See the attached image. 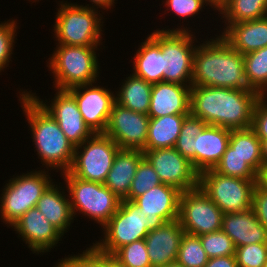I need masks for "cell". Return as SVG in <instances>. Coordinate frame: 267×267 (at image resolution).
I'll list each match as a JSON object with an SVG mask.
<instances>
[{"instance_id":"cell-35","label":"cell","mask_w":267,"mask_h":267,"mask_svg":"<svg viewBox=\"0 0 267 267\" xmlns=\"http://www.w3.org/2000/svg\"><path fill=\"white\" fill-rule=\"evenodd\" d=\"M160 184H162V182L160 181L158 174L149 161L144 157L137 167L129 194L124 199L134 201L149 189Z\"/></svg>"},{"instance_id":"cell-34","label":"cell","mask_w":267,"mask_h":267,"mask_svg":"<svg viewBox=\"0 0 267 267\" xmlns=\"http://www.w3.org/2000/svg\"><path fill=\"white\" fill-rule=\"evenodd\" d=\"M207 124L189 113L182 124L180 135L178 136L175 149L187 158L194 167V144L195 138Z\"/></svg>"},{"instance_id":"cell-14","label":"cell","mask_w":267,"mask_h":267,"mask_svg":"<svg viewBox=\"0 0 267 267\" xmlns=\"http://www.w3.org/2000/svg\"><path fill=\"white\" fill-rule=\"evenodd\" d=\"M55 91L54 98L49 101L51 103L47 99L44 101L39 96L37 97L36 93H33L32 90L28 92L56 120L67 139L75 147L81 145L94 132L84 122L75 98L67 90L56 89Z\"/></svg>"},{"instance_id":"cell-9","label":"cell","mask_w":267,"mask_h":267,"mask_svg":"<svg viewBox=\"0 0 267 267\" xmlns=\"http://www.w3.org/2000/svg\"><path fill=\"white\" fill-rule=\"evenodd\" d=\"M143 212L133 201L122 199L116 213L102 227L103 236L90 247L97 253L112 256L120 247L145 239L148 231Z\"/></svg>"},{"instance_id":"cell-25","label":"cell","mask_w":267,"mask_h":267,"mask_svg":"<svg viewBox=\"0 0 267 267\" xmlns=\"http://www.w3.org/2000/svg\"><path fill=\"white\" fill-rule=\"evenodd\" d=\"M55 183L54 181L45 190L36 207L64 235L69 231L70 225L75 219L68 191L65 192V189L60 185L61 182Z\"/></svg>"},{"instance_id":"cell-36","label":"cell","mask_w":267,"mask_h":267,"mask_svg":"<svg viewBox=\"0 0 267 267\" xmlns=\"http://www.w3.org/2000/svg\"><path fill=\"white\" fill-rule=\"evenodd\" d=\"M112 257L126 267H152L144 239L120 247Z\"/></svg>"},{"instance_id":"cell-4","label":"cell","mask_w":267,"mask_h":267,"mask_svg":"<svg viewBox=\"0 0 267 267\" xmlns=\"http://www.w3.org/2000/svg\"><path fill=\"white\" fill-rule=\"evenodd\" d=\"M98 47L57 44L53 54L46 60V66L54 76V88L68 90L74 86L95 83L97 79L99 81Z\"/></svg>"},{"instance_id":"cell-47","label":"cell","mask_w":267,"mask_h":267,"mask_svg":"<svg viewBox=\"0 0 267 267\" xmlns=\"http://www.w3.org/2000/svg\"><path fill=\"white\" fill-rule=\"evenodd\" d=\"M263 170L267 169V140H261Z\"/></svg>"},{"instance_id":"cell-5","label":"cell","mask_w":267,"mask_h":267,"mask_svg":"<svg viewBox=\"0 0 267 267\" xmlns=\"http://www.w3.org/2000/svg\"><path fill=\"white\" fill-rule=\"evenodd\" d=\"M59 2V9L56 12L53 25V35L55 36L53 38H56V44L75 46L103 45L101 41L104 40L102 39L104 18L99 9L84 7L64 0Z\"/></svg>"},{"instance_id":"cell-52","label":"cell","mask_w":267,"mask_h":267,"mask_svg":"<svg viewBox=\"0 0 267 267\" xmlns=\"http://www.w3.org/2000/svg\"><path fill=\"white\" fill-rule=\"evenodd\" d=\"M2 71H4V69L0 66V73H1Z\"/></svg>"},{"instance_id":"cell-30","label":"cell","mask_w":267,"mask_h":267,"mask_svg":"<svg viewBox=\"0 0 267 267\" xmlns=\"http://www.w3.org/2000/svg\"><path fill=\"white\" fill-rule=\"evenodd\" d=\"M229 145L239 154L259 175L263 171L261 140L251 129L231 130Z\"/></svg>"},{"instance_id":"cell-44","label":"cell","mask_w":267,"mask_h":267,"mask_svg":"<svg viewBox=\"0 0 267 267\" xmlns=\"http://www.w3.org/2000/svg\"><path fill=\"white\" fill-rule=\"evenodd\" d=\"M204 267H237L235 255L210 258Z\"/></svg>"},{"instance_id":"cell-26","label":"cell","mask_w":267,"mask_h":267,"mask_svg":"<svg viewBox=\"0 0 267 267\" xmlns=\"http://www.w3.org/2000/svg\"><path fill=\"white\" fill-rule=\"evenodd\" d=\"M143 158L144 152L142 150L120 148L104 185L120 199H124L129 194L137 167Z\"/></svg>"},{"instance_id":"cell-33","label":"cell","mask_w":267,"mask_h":267,"mask_svg":"<svg viewBox=\"0 0 267 267\" xmlns=\"http://www.w3.org/2000/svg\"><path fill=\"white\" fill-rule=\"evenodd\" d=\"M199 236L184 233L177 254L176 262L184 267H204L208 262Z\"/></svg>"},{"instance_id":"cell-23","label":"cell","mask_w":267,"mask_h":267,"mask_svg":"<svg viewBox=\"0 0 267 267\" xmlns=\"http://www.w3.org/2000/svg\"><path fill=\"white\" fill-rule=\"evenodd\" d=\"M222 230L236 248L254 243H267V229L259 222L252 208L244 212L223 214Z\"/></svg>"},{"instance_id":"cell-41","label":"cell","mask_w":267,"mask_h":267,"mask_svg":"<svg viewBox=\"0 0 267 267\" xmlns=\"http://www.w3.org/2000/svg\"><path fill=\"white\" fill-rule=\"evenodd\" d=\"M53 267H108L106 262L89 246L77 255H65Z\"/></svg>"},{"instance_id":"cell-39","label":"cell","mask_w":267,"mask_h":267,"mask_svg":"<svg viewBox=\"0 0 267 267\" xmlns=\"http://www.w3.org/2000/svg\"><path fill=\"white\" fill-rule=\"evenodd\" d=\"M17 19L7 20L0 23V66L5 69L9 67L11 56L14 49V44L17 40ZM16 36V37H15ZM14 43V44H13Z\"/></svg>"},{"instance_id":"cell-16","label":"cell","mask_w":267,"mask_h":267,"mask_svg":"<svg viewBox=\"0 0 267 267\" xmlns=\"http://www.w3.org/2000/svg\"><path fill=\"white\" fill-rule=\"evenodd\" d=\"M97 83L78 85L67 91L75 98L84 122L94 133H104L111 109L115 103V94L107 87Z\"/></svg>"},{"instance_id":"cell-2","label":"cell","mask_w":267,"mask_h":267,"mask_svg":"<svg viewBox=\"0 0 267 267\" xmlns=\"http://www.w3.org/2000/svg\"><path fill=\"white\" fill-rule=\"evenodd\" d=\"M202 40L193 56L191 86L224 87L252 90L245 76L243 55L219 33Z\"/></svg>"},{"instance_id":"cell-31","label":"cell","mask_w":267,"mask_h":267,"mask_svg":"<svg viewBox=\"0 0 267 267\" xmlns=\"http://www.w3.org/2000/svg\"><path fill=\"white\" fill-rule=\"evenodd\" d=\"M245 76L249 87L261 97L267 96V46L244 54Z\"/></svg>"},{"instance_id":"cell-45","label":"cell","mask_w":267,"mask_h":267,"mask_svg":"<svg viewBox=\"0 0 267 267\" xmlns=\"http://www.w3.org/2000/svg\"><path fill=\"white\" fill-rule=\"evenodd\" d=\"M115 1H117V0H90L89 2H91V5L90 4H87V5L81 4V6L94 8V9H98V8L101 9L102 8L103 11L106 9H107L106 11H108V9H111V8L113 9V7L115 6L114 5Z\"/></svg>"},{"instance_id":"cell-6","label":"cell","mask_w":267,"mask_h":267,"mask_svg":"<svg viewBox=\"0 0 267 267\" xmlns=\"http://www.w3.org/2000/svg\"><path fill=\"white\" fill-rule=\"evenodd\" d=\"M41 170L17 174L5 183L0 195V220L11 228L23 214L36 207L45 190L54 182L51 173ZM50 174V175H49Z\"/></svg>"},{"instance_id":"cell-29","label":"cell","mask_w":267,"mask_h":267,"mask_svg":"<svg viewBox=\"0 0 267 267\" xmlns=\"http://www.w3.org/2000/svg\"><path fill=\"white\" fill-rule=\"evenodd\" d=\"M217 12L224 24L252 21L267 16V0H226Z\"/></svg>"},{"instance_id":"cell-24","label":"cell","mask_w":267,"mask_h":267,"mask_svg":"<svg viewBox=\"0 0 267 267\" xmlns=\"http://www.w3.org/2000/svg\"><path fill=\"white\" fill-rule=\"evenodd\" d=\"M133 57L134 75L146 82L155 84L163 82V53L160 48V28L150 33L140 43Z\"/></svg>"},{"instance_id":"cell-8","label":"cell","mask_w":267,"mask_h":267,"mask_svg":"<svg viewBox=\"0 0 267 267\" xmlns=\"http://www.w3.org/2000/svg\"><path fill=\"white\" fill-rule=\"evenodd\" d=\"M191 31L192 28L182 25L176 29L165 27L160 30L163 82L191 85L193 56L197 46L196 42L199 43L197 36Z\"/></svg>"},{"instance_id":"cell-12","label":"cell","mask_w":267,"mask_h":267,"mask_svg":"<svg viewBox=\"0 0 267 267\" xmlns=\"http://www.w3.org/2000/svg\"><path fill=\"white\" fill-rule=\"evenodd\" d=\"M223 212L198 187L181 192L178 220L184 233L200 236L222 229Z\"/></svg>"},{"instance_id":"cell-48","label":"cell","mask_w":267,"mask_h":267,"mask_svg":"<svg viewBox=\"0 0 267 267\" xmlns=\"http://www.w3.org/2000/svg\"><path fill=\"white\" fill-rule=\"evenodd\" d=\"M259 183L267 189V169L263 170L259 175Z\"/></svg>"},{"instance_id":"cell-32","label":"cell","mask_w":267,"mask_h":267,"mask_svg":"<svg viewBox=\"0 0 267 267\" xmlns=\"http://www.w3.org/2000/svg\"><path fill=\"white\" fill-rule=\"evenodd\" d=\"M214 170L225 176L259 179V174L229 144Z\"/></svg>"},{"instance_id":"cell-42","label":"cell","mask_w":267,"mask_h":267,"mask_svg":"<svg viewBox=\"0 0 267 267\" xmlns=\"http://www.w3.org/2000/svg\"><path fill=\"white\" fill-rule=\"evenodd\" d=\"M251 129L260 140H267V96L261 97L254 106Z\"/></svg>"},{"instance_id":"cell-15","label":"cell","mask_w":267,"mask_h":267,"mask_svg":"<svg viewBox=\"0 0 267 267\" xmlns=\"http://www.w3.org/2000/svg\"><path fill=\"white\" fill-rule=\"evenodd\" d=\"M149 119L148 115L114 103L104 134L121 149L143 150L147 141Z\"/></svg>"},{"instance_id":"cell-27","label":"cell","mask_w":267,"mask_h":267,"mask_svg":"<svg viewBox=\"0 0 267 267\" xmlns=\"http://www.w3.org/2000/svg\"><path fill=\"white\" fill-rule=\"evenodd\" d=\"M115 91V103L137 113L148 115L151 102L152 83L134 75L123 79Z\"/></svg>"},{"instance_id":"cell-50","label":"cell","mask_w":267,"mask_h":267,"mask_svg":"<svg viewBox=\"0 0 267 267\" xmlns=\"http://www.w3.org/2000/svg\"><path fill=\"white\" fill-rule=\"evenodd\" d=\"M163 267H184L183 265L177 263V262H174V263H171L169 265H165Z\"/></svg>"},{"instance_id":"cell-17","label":"cell","mask_w":267,"mask_h":267,"mask_svg":"<svg viewBox=\"0 0 267 267\" xmlns=\"http://www.w3.org/2000/svg\"><path fill=\"white\" fill-rule=\"evenodd\" d=\"M180 195L176 187L162 183L133 201L144 214L148 232L178 219Z\"/></svg>"},{"instance_id":"cell-22","label":"cell","mask_w":267,"mask_h":267,"mask_svg":"<svg viewBox=\"0 0 267 267\" xmlns=\"http://www.w3.org/2000/svg\"><path fill=\"white\" fill-rule=\"evenodd\" d=\"M220 35L239 53L248 54L267 46V16L252 21L224 24Z\"/></svg>"},{"instance_id":"cell-51","label":"cell","mask_w":267,"mask_h":267,"mask_svg":"<svg viewBox=\"0 0 267 267\" xmlns=\"http://www.w3.org/2000/svg\"><path fill=\"white\" fill-rule=\"evenodd\" d=\"M27 1H28V0H27ZM31 1H32V2H36V1H38V2H39V0H30L29 2H31Z\"/></svg>"},{"instance_id":"cell-21","label":"cell","mask_w":267,"mask_h":267,"mask_svg":"<svg viewBox=\"0 0 267 267\" xmlns=\"http://www.w3.org/2000/svg\"><path fill=\"white\" fill-rule=\"evenodd\" d=\"M231 130L215 125H206L197 134L194 144V169L201 172L214 169L229 144Z\"/></svg>"},{"instance_id":"cell-40","label":"cell","mask_w":267,"mask_h":267,"mask_svg":"<svg viewBox=\"0 0 267 267\" xmlns=\"http://www.w3.org/2000/svg\"><path fill=\"white\" fill-rule=\"evenodd\" d=\"M162 2L167 8L165 12L170 10L172 11L171 13L183 20H187L190 17L194 18L198 14L200 15V11H204L203 8L205 9L208 5L217 12V9L210 0H163Z\"/></svg>"},{"instance_id":"cell-20","label":"cell","mask_w":267,"mask_h":267,"mask_svg":"<svg viewBox=\"0 0 267 267\" xmlns=\"http://www.w3.org/2000/svg\"><path fill=\"white\" fill-rule=\"evenodd\" d=\"M191 85L159 82L152 86L148 116L150 118L190 113Z\"/></svg>"},{"instance_id":"cell-46","label":"cell","mask_w":267,"mask_h":267,"mask_svg":"<svg viewBox=\"0 0 267 267\" xmlns=\"http://www.w3.org/2000/svg\"><path fill=\"white\" fill-rule=\"evenodd\" d=\"M98 255L106 262L108 267H126L120 264L110 255H102V254H98Z\"/></svg>"},{"instance_id":"cell-11","label":"cell","mask_w":267,"mask_h":267,"mask_svg":"<svg viewBox=\"0 0 267 267\" xmlns=\"http://www.w3.org/2000/svg\"><path fill=\"white\" fill-rule=\"evenodd\" d=\"M119 149L106 134L94 133L75 147L68 172L77 178L104 184Z\"/></svg>"},{"instance_id":"cell-18","label":"cell","mask_w":267,"mask_h":267,"mask_svg":"<svg viewBox=\"0 0 267 267\" xmlns=\"http://www.w3.org/2000/svg\"><path fill=\"white\" fill-rule=\"evenodd\" d=\"M18 237L22 238L27 248L41 255L55 248L62 241L63 234L52 225L37 209L31 208L12 226ZM21 235V236H20Z\"/></svg>"},{"instance_id":"cell-19","label":"cell","mask_w":267,"mask_h":267,"mask_svg":"<svg viewBox=\"0 0 267 267\" xmlns=\"http://www.w3.org/2000/svg\"><path fill=\"white\" fill-rule=\"evenodd\" d=\"M183 234L178 219L148 232L144 240L152 267H163L176 262Z\"/></svg>"},{"instance_id":"cell-49","label":"cell","mask_w":267,"mask_h":267,"mask_svg":"<svg viewBox=\"0 0 267 267\" xmlns=\"http://www.w3.org/2000/svg\"><path fill=\"white\" fill-rule=\"evenodd\" d=\"M213 6L218 9L226 0H210Z\"/></svg>"},{"instance_id":"cell-38","label":"cell","mask_w":267,"mask_h":267,"mask_svg":"<svg viewBox=\"0 0 267 267\" xmlns=\"http://www.w3.org/2000/svg\"><path fill=\"white\" fill-rule=\"evenodd\" d=\"M237 267H263L267 262V243H254L237 247Z\"/></svg>"},{"instance_id":"cell-28","label":"cell","mask_w":267,"mask_h":267,"mask_svg":"<svg viewBox=\"0 0 267 267\" xmlns=\"http://www.w3.org/2000/svg\"><path fill=\"white\" fill-rule=\"evenodd\" d=\"M186 116L187 115H168L150 118L146 146L143 150L175 147Z\"/></svg>"},{"instance_id":"cell-37","label":"cell","mask_w":267,"mask_h":267,"mask_svg":"<svg viewBox=\"0 0 267 267\" xmlns=\"http://www.w3.org/2000/svg\"><path fill=\"white\" fill-rule=\"evenodd\" d=\"M199 238L209 259L235 255L236 247L222 229L216 232L202 234Z\"/></svg>"},{"instance_id":"cell-13","label":"cell","mask_w":267,"mask_h":267,"mask_svg":"<svg viewBox=\"0 0 267 267\" xmlns=\"http://www.w3.org/2000/svg\"><path fill=\"white\" fill-rule=\"evenodd\" d=\"M142 151L163 184L181 192L199 187V173L174 147Z\"/></svg>"},{"instance_id":"cell-3","label":"cell","mask_w":267,"mask_h":267,"mask_svg":"<svg viewBox=\"0 0 267 267\" xmlns=\"http://www.w3.org/2000/svg\"><path fill=\"white\" fill-rule=\"evenodd\" d=\"M20 91H22L20 93ZM18 91L20 106L29 124L38 159L47 170L63 173L71 167L75 146L67 139L56 120L25 89ZM50 168V169H49Z\"/></svg>"},{"instance_id":"cell-10","label":"cell","mask_w":267,"mask_h":267,"mask_svg":"<svg viewBox=\"0 0 267 267\" xmlns=\"http://www.w3.org/2000/svg\"><path fill=\"white\" fill-rule=\"evenodd\" d=\"M259 179L225 176L214 169L199 174V187L223 214L244 212L252 208L253 192Z\"/></svg>"},{"instance_id":"cell-43","label":"cell","mask_w":267,"mask_h":267,"mask_svg":"<svg viewBox=\"0 0 267 267\" xmlns=\"http://www.w3.org/2000/svg\"><path fill=\"white\" fill-rule=\"evenodd\" d=\"M252 209L259 222L267 229V189L259 182L253 192Z\"/></svg>"},{"instance_id":"cell-7","label":"cell","mask_w":267,"mask_h":267,"mask_svg":"<svg viewBox=\"0 0 267 267\" xmlns=\"http://www.w3.org/2000/svg\"><path fill=\"white\" fill-rule=\"evenodd\" d=\"M61 174L65 181L63 188L69 193L74 218L82 214L102 228L116 213L122 199L102 183L77 178L68 171Z\"/></svg>"},{"instance_id":"cell-1","label":"cell","mask_w":267,"mask_h":267,"mask_svg":"<svg viewBox=\"0 0 267 267\" xmlns=\"http://www.w3.org/2000/svg\"><path fill=\"white\" fill-rule=\"evenodd\" d=\"M260 98L254 90L191 86L190 113L207 125L230 130L248 129L254 106Z\"/></svg>"}]
</instances>
